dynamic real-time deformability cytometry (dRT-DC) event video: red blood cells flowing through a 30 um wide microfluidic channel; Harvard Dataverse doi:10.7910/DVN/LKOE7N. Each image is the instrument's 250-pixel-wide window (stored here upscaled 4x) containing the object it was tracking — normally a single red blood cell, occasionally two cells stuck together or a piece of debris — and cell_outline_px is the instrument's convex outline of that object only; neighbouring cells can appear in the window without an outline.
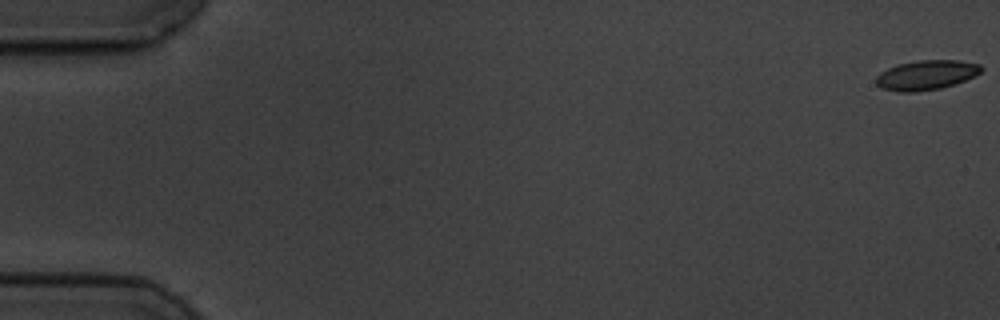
{"species": "common noctule bat (a hibernating species)", "species_latin": "Nyctalus noctula", "temperature_condition": "cold", "stored_images_in_passage": 59, "camera_frame_rate_fps": 3000, "um_per_image_px": 0.085, "animal": {"sex": "male", "body_mass_g": 19.5, "forearm_length_mm": 54.6}, "frame": {"image": 1, "passage_image": 1, "time_ms": 0.0, "image_size_px": [1000, 320], "cell_outline_px": [[984, 68], [976, 76], [956, 84], [940, 88], [916, 92], [896, 92], [884, 88], [876, 84], [876, 76], [880, 72], [888, 68], [900, 64], [920, 60], [956, 60], [980, 64]], "centroid_in_image_um": [78.76, 6.38], "position_along_channel_um": 6.2, "area_um2": 18.21}}
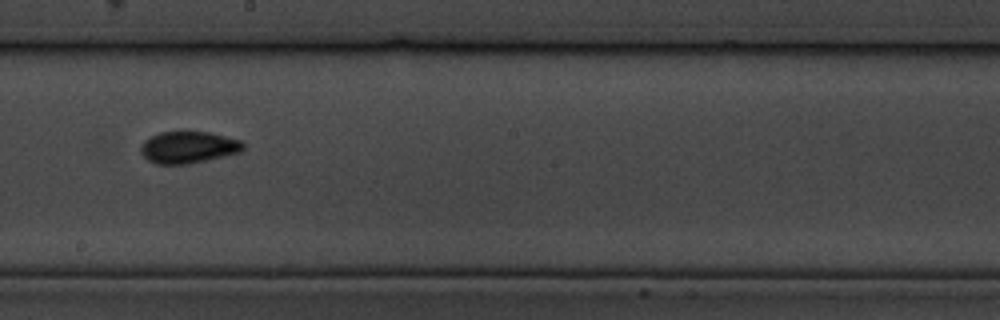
{"frame": {"image": 2, "passage_image": 34, "time_ms": 11.0, "image_size_px": [1000, 320], "cell_outline_px": [[244, 148], [240, 152], [188, 164], [156, 164], [148, 160], [140, 152], [140, 148], [144, 140], [160, 132], [180, 128], [208, 132], [240, 140], [244, 144]], "centroid_in_image_um": [15.97, 12.47], "position_along_channel_um": 232.2, "area_um2": 19.48}}
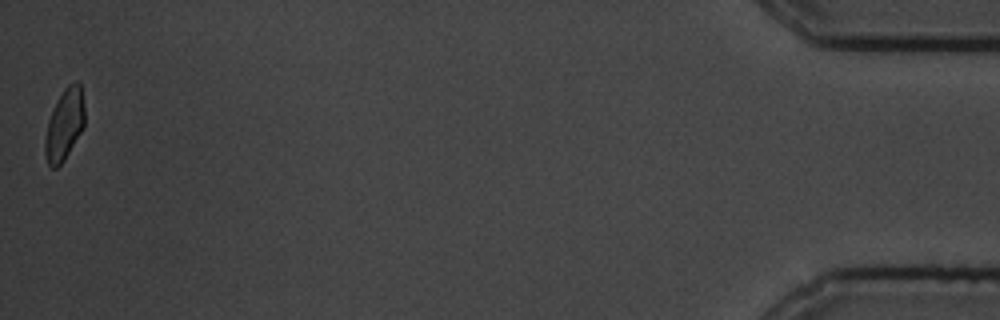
{"frame": {"image": 3, "passage_image": 59, "time_ms": 19.333, "image_size_px": [1000, 320], "cell_outline_px": [[84, 128], [64, 160], [56, 168], [52, 168], [48, 164], [44, 152], [44, 140], [48, 120], [56, 100], [64, 88], [72, 80], [76, 80], [80, 84], [84, 108]], "centroid_in_image_um": [5.47, 10.57], "position_along_channel_um": 429.7, "area_um2": 16.65}, "authors_computed_cell_mechanics": {"area_um2": 18.207, "velocity_mm_per_s": 3.4542, "shape_relaxation_time_tau1_ms": 4.5758, "shape_relaxation_time_tau2_ms": 1.1783, "deformation_change_tau1": 0.1095, "deformation_change_tau2": 0.0538}}